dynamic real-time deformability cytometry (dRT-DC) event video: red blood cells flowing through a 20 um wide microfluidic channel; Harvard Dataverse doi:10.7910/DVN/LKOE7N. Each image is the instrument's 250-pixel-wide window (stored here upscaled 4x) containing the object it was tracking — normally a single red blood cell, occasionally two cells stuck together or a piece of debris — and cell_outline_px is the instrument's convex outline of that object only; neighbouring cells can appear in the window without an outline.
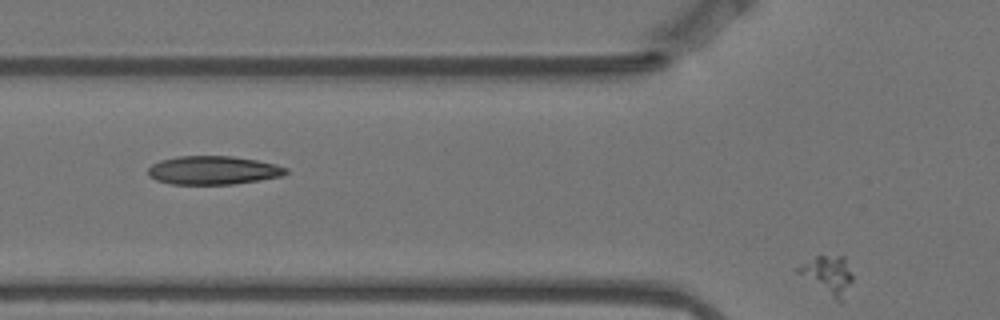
{"species": "Egyptian fruit bat (a non-hibernating species)", "species_latin": "Rousettus aegyptiacus", "temperature_condition": "warm", "stored_images_in_passage": 21, "segment_of_instrument_passage": [2, 2], "camera_frame_rate_fps": 3000, "um_per_image_px": 0.085, "animal": {"sex": "female"}, "frame": {"image": 1, "passage_image": 21, "time_ms": 6.667, "image_size_px": [1000, 320], "cell_outline_px": [[852, 280], [840, 304], [796, 272], [796, 268], [800, 264], [816, 256], [844, 256], [852, 276]], "centroid_in_image_um": [70.36, 23.38], "position_along_channel_um": 55.4, "area_um2": 11.96}}